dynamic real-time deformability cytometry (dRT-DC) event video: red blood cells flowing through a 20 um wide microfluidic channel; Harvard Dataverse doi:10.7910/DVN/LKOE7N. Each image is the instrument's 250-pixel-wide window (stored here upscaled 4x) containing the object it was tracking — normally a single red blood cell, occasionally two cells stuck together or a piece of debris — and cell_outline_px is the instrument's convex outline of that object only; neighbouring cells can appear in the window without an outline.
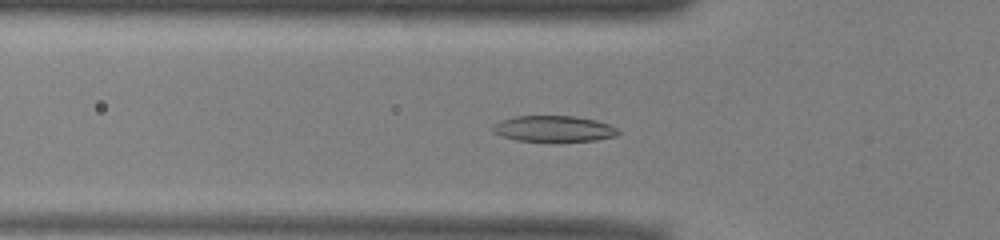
{"species": "common noctule bat (a hibernating species)", "species_latin": "Nyctalus noctula", "temperature_condition": "warm", "stored_images_in_passage": 37, "camera_frame_rate_fps": 3000, "um_per_image_px": 0.085, "animal": {"sex": "male", "body_mass_g": 13.0, "forearm_length_mm": 53.1}, "frame": {"image": 1, "passage_image": 2, "time_ms": 0.333, "image_size_px": [1000, 240], "cell_outline_px": [[620, 132], [616, 136], [596, 140], [552, 144], [516, 140], [500, 136], [492, 132], [492, 124], [500, 120], [516, 116], [576, 116], [596, 120], [612, 124]], "centroid_in_image_um": [47.06, 10.98], "position_along_channel_um": 78.7, "area_um2": 20.06}}
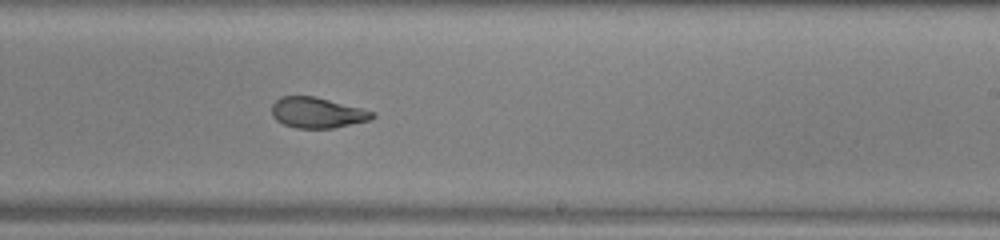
{"frame": {"image": 2, "passage_image": 16, "time_ms": 5.0, "image_size_px": [1000, 240], "cell_outline_px": [[376, 116], [368, 120], [332, 128], [296, 128], [284, 124], [276, 120], [272, 116], [272, 104], [280, 96], [316, 96], [376, 112]], "centroid_in_image_um": [26.95, 9.57], "position_along_channel_um": 262.1, "area_um2": 17.92}}
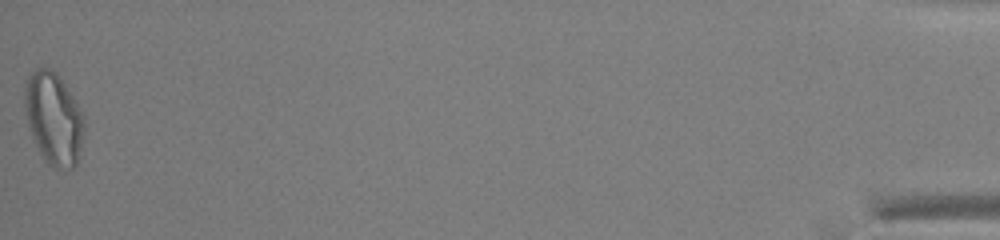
{"frame": {"image": 3, "passage_image": 37, "time_ms": 12.0, "image_size_px": [1000, 240], "cell_outline_px": [[84, 136], [76, 164], [72, 168], [56, 168], [48, 164], [44, 160], [32, 140], [28, 128], [24, 104], [24, 88], [28, 72], [36, 68], [48, 68], [56, 72], [60, 76], [84, 116]], "centroid_in_image_um": [4.53, 10.06], "position_along_channel_um": 430.7, "area_um2": 32.31}, "authors_computed_cell_mechanics": {"area_um2": 19.1896, "velocity_mm_per_s": 3.9226, "shape_relaxation_time_tau1_ms": 6.0472, "shape_relaxation_time_tau2_ms": 1.5065, "deformation_change_tau1": 0.1855, "deformation_change_tau2": 0.0856}}